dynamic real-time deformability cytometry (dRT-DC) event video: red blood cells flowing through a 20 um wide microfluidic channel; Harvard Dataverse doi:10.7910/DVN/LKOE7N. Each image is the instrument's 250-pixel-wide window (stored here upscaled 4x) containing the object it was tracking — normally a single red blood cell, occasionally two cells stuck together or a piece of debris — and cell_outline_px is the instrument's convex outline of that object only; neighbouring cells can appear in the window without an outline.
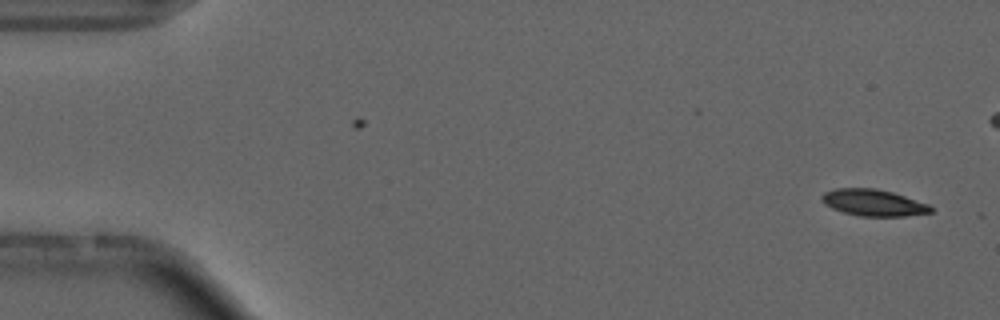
{"species": "common noctule bat (a hibernating species)", "species_latin": "Nyctalus noctula", "temperature_condition": "cold", "stored_images_in_passage": 2, "camera_frame_rate_fps": 3000, "um_per_image_px": 0.085, "animal": {"sex": "male", "forearm_length_mm": 52.5}, "frame": {"image": 1, "passage_image": 2, "time_ms": 1.0, "image_size_px": [1000, 320], "cell_outline_px": [[932, 212], [904, 216], [860, 216], [844, 212], [832, 208], [824, 204], [820, 200], [820, 196], [824, 192], [836, 188], [876, 188], [892, 192], [928, 204], [932, 208]], "centroid_in_image_um": [74.19, 17.22], "position_along_channel_um": 10.8, "area_um2": 16.82}}